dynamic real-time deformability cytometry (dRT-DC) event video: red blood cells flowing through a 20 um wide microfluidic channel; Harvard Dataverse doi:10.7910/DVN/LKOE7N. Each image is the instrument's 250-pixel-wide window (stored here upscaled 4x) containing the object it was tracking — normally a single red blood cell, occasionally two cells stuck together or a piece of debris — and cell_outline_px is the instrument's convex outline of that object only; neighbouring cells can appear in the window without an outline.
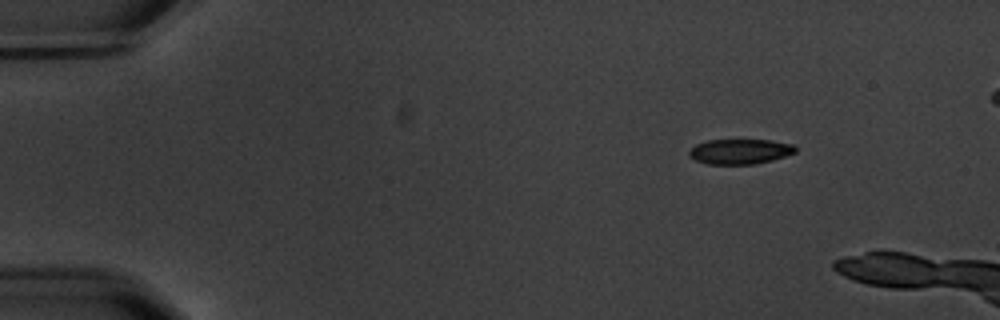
{"species": "common noctule bat (a hibernating species)", "species_latin": "Nyctalus noctula", "temperature_condition": "warm", "stored_images_in_passage": 8, "camera_frame_rate_fps": 3000, "um_per_image_px": 0.085, "animal": {"sex": "male", "body_mass_g": 20.1, "forearm_length_mm": 53.5}, "frame": {"image": 1, "passage_image": 3, "time_ms": 2.333, "image_size_px": [1000, 320], "cell_outline_px": [[796, 152], [772, 160], [756, 164], [708, 164], [696, 160], [688, 156], [688, 152], [696, 144], [708, 140], [768, 140], [792, 144], [796, 148]], "centroid_in_image_um": [62.88, 12.88], "position_along_channel_um": 22.1, "area_um2": 15.43}}